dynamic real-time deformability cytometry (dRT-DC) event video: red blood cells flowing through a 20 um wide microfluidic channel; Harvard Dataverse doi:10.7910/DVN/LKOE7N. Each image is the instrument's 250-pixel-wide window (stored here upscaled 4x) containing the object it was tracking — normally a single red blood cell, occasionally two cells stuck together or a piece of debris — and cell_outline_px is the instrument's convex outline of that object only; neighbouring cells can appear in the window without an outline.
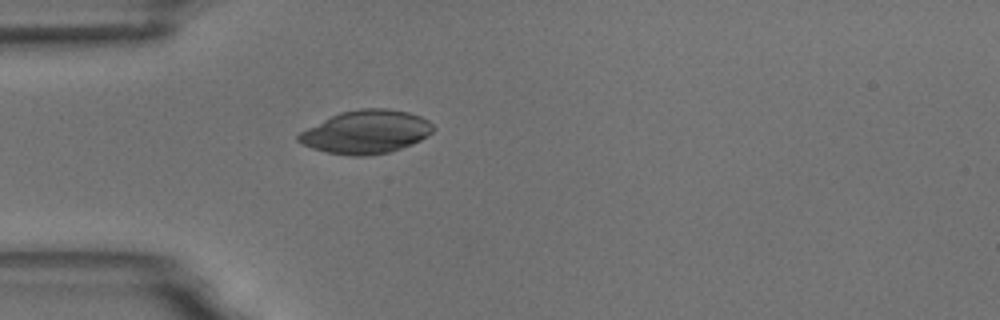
{"species": "common noctule bat (a hibernating species)", "species_latin": "Nyctalus noctula", "temperature_condition": "room temperature", "stored_images_in_passage": 3, "camera_frame_rate_fps": 3000, "um_per_image_px": 0.085, "animal": {"sex": "male", "body_mass_g": 18.8}, "frame": {"image": 1, "passage_image": 3, "time_ms": 3.333, "image_size_px": [1000, 320], "cell_outline_px": [[436, 128], [432, 132], [420, 140], [412, 144], [388, 152], [368, 156], [352, 156], [328, 152], [312, 148], [296, 140], [296, 136], [300, 132], [340, 112], [360, 108], [388, 108], [408, 112], [420, 116], [428, 120]], "centroid_in_image_um": [31.14, 11.21], "position_along_channel_um": 53.9, "area_um2": 33.76}}